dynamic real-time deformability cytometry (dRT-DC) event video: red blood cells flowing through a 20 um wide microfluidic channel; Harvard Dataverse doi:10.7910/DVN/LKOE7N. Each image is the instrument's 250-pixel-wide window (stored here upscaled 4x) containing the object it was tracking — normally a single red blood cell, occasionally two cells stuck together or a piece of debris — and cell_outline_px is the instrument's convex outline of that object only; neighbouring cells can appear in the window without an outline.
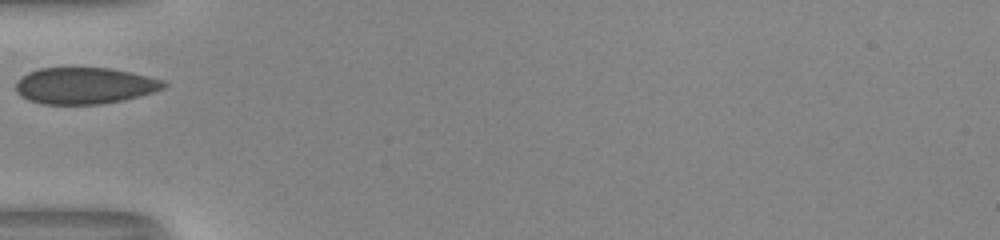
{"species": "human", "species_latin": "Homo sapiens", "temperature_condition": "room temperature", "stored_images_in_passage": 24, "camera_frame_rate_fps": 3000, "um_per_image_px": 0.085, "donor": {"sex": "male"}, "frame": {"image": 1, "passage_image": 1, "time_ms": 0.0, "image_size_px": [1000, 240], "cell_outline_px": [[168, 84], [164, 88], [152, 92], [124, 100], [100, 104], [44, 104], [28, 100], [20, 96], [16, 92], [16, 80], [28, 72], [40, 68], [108, 68], [128, 72], [164, 80]], "centroid_in_image_um": [7.16, 7.29], "position_along_channel_um": 77.8, "area_um2": 31.33}}